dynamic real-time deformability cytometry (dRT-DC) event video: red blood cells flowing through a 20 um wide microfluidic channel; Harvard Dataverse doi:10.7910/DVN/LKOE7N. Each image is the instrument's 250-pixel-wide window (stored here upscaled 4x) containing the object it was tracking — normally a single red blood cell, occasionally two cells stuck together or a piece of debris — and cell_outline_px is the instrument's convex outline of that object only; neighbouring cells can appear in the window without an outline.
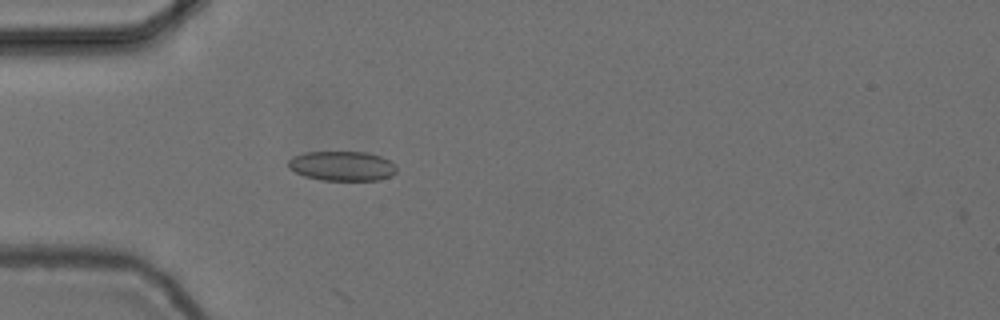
{"species": "common noctule bat (a hibernating species)", "species_latin": "Nyctalus noctula", "temperature_condition": "cold", "stored_images_in_passage": 7, "camera_frame_rate_fps": 3000, "um_per_image_px": 0.085, "animal": {"sex": "female", "body_mass_g": 24.6, "forearm_length_mm": 56.2}, "frame": {"image": 1, "passage_image": 1, "time_ms": 0.0, "image_size_px": [1000, 320], "cell_outline_px": [[396, 172], [392, 176], [380, 180], [320, 180], [304, 176], [288, 168], [288, 160], [304, 152], [368, 152], [380, 156], [396, 164]], "centroid_in_image_um": [29.1, 14.11], "position_along_channel_um": 55.9, "area_um2": 18.79}}
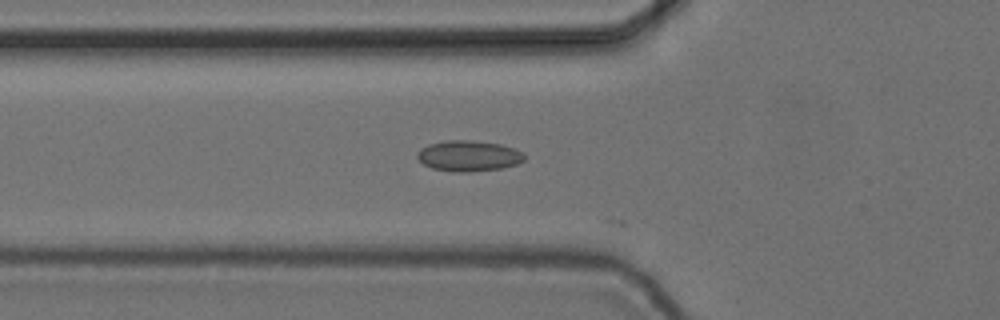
{"frame": {"image": 2, "passage_image": 4, "time_ms": 1.0, "image_size_px": [1000, 320], "cell_outline_px": [[524, 160], [516, 164], [504, 168], [468, 172], [452, 172], [432, 168], [424, 164], [416, 156], [420, 148], [428, 144], [448, 140], [468, 140], [500, 144], [524, 152]], "centroid_in_image_um": [39.82, 13.26], "position_along_channel_um": 86.0, "area_um2": 19.19}}